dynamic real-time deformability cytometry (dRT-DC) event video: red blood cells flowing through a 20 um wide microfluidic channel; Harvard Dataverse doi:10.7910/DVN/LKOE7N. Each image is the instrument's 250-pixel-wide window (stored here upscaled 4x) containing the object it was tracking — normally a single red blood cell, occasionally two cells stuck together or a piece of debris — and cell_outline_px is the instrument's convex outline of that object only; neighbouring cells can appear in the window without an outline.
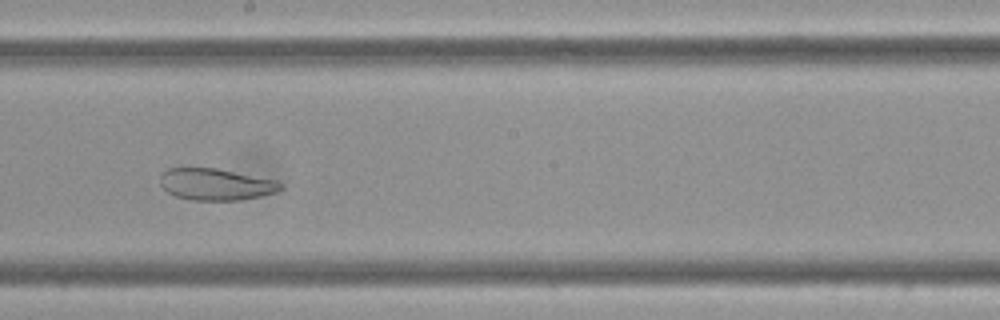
{"species": "Egyptian fruit bat (a non-hibernating species)", "species_latin": "Rousettus aegyptiacus", "temperature_condition": "cold", "stored_images_in_passage": 56, "camera_frame_rate_fps": 3000, "um_per_image_px": 0.085, "frame": {"image": 1, "passage_image": 30, "time_ms": 9.667, "image_size_px": [1000, 320], "cell_outline_px": [[284, 188], [276, 192], [260, 196], [240, 200], [192, 200], [176, 196], [168, 192], [160, 184], [160, 176], [168, 168], [216, 168], [276, 180], [284, 184]], "centroid_in_image_um": [18.37, 15.67], "position_along_channel_um": 229.8, "area_um2": 22.2}}
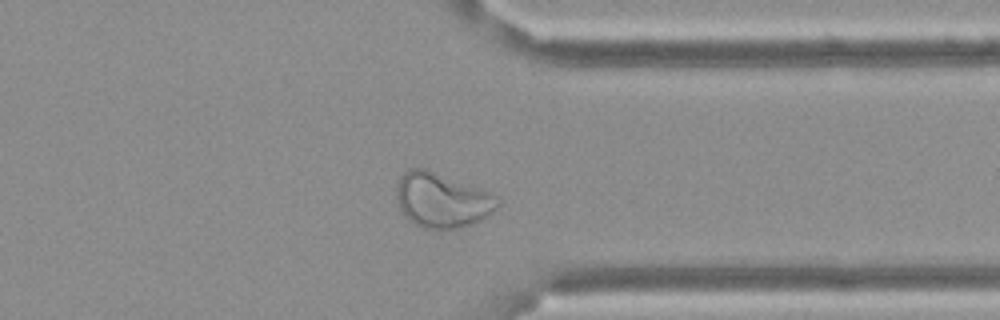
{"frame": {"image": 2, "passage_image": 43, "time_ms": 14.0, "image_size_px": [1000, 320], "cell_outline_px": [[500, 204], [488, 216], [472, 224], [460, 228], [420, 228], [408, 220], [400, 208], [396, 196], [396, 188], [400, 176], [408, 168], [424, 168], [480, 188], [496, 196], [500, 200]], "centroid_in_image_um": [37.55, 17.02], "position_along_channel_um": 373.8, "area_um2": 32.19}}
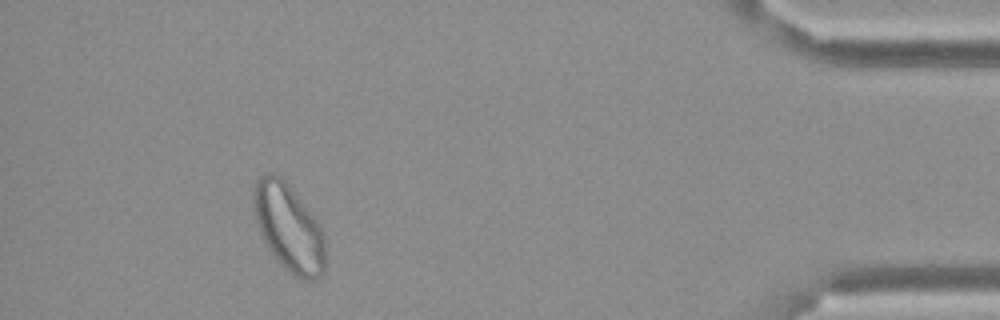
{"frame": {"image": 3, "passage_image": 51, "time_ms": 16.667, "image_size_px": [1000, 320], "cell_outline_px": [[324, 272], [320, 276], [312, 280], [304, 280], [296, 276], [280, 264], [276, 260], [260, 232], [252, 208], [252, 188], [256, 180], [260, 176], [268, 172], [272, 172], [280, 176], [284, 180], [316, 220], [324, 236]], "centroid_in_image_um": [24.5, 19.33], "position_along_channel_um": 410.7, "area_um2": 36.07}}